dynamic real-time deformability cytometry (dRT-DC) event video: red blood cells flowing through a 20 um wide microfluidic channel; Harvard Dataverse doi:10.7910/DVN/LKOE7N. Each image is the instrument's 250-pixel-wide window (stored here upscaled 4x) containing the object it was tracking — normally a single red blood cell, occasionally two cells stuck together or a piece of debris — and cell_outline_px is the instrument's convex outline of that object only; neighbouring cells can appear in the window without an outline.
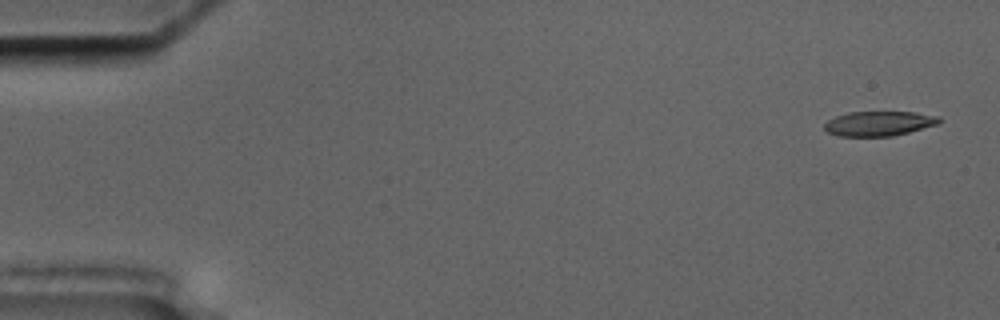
{"species": "common noctule bat (a hibernating species)", "species_latin": "Nyctalus noctula", "temperature_condition": "cold", "stored_images_in_passage": 4, "camera_frame_rate_fps": 3000, "um_per_image_px": 0.085, "animal": {"sex": "male", "body_mass_g": 17.5, "forearm_length_mm": 52.3}, "frame": {"image": 1, "passage_image": 1, "time_ms": 0.0, "image_size_px": [1000, 320], "cell_outline_px": [[940, 124], [892, 136], [836, 136], [828, 132], [824, 128], [824, 124], [828, 120], [836, 116], [848, 112], [916, 112], [940, 116]], "centroid_in_image_um": [74.72, 10.49], "position_along_channel_um": 10.3, "area_um2": 16.59}}